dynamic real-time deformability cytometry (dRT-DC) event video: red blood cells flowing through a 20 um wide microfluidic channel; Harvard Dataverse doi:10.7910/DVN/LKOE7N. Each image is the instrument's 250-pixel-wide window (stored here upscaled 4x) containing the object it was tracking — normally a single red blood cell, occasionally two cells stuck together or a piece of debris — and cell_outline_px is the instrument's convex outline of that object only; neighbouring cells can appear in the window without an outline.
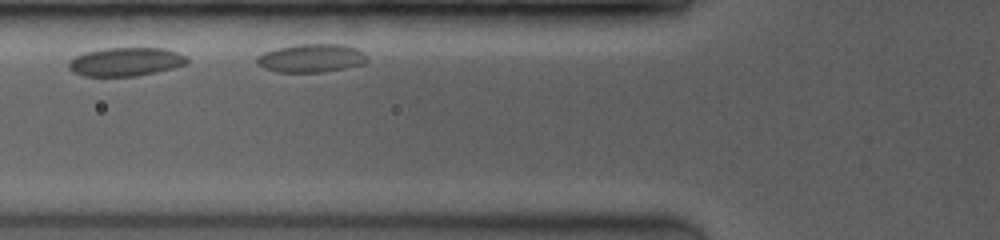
{"species": "common noctule bat (a hibernating species)", "species_latin": "Nyctalus noctula", "temperature_condition": "room temperature", "stored_images_in_passage": 8, "camera_frame_rate_fps": 3500, "um_per_image_px": 0.085, "animal": {"sex": "female", "body_mass_g": 19.0, "forearm_length_mm": 53.3}, "frame": {"image": 1, "passage_image": 3, "time_ms": 2.0, "image_size_px": [1000, 240], "cell_outline_px": [[188, 64], [156, 72], [136, 76], [84, 76], [72, 72], [68, 68], [68, 60], [84, 52], [104, 48], [164, 48], [188, 56]], "centroid_in_image_um": [10.67, 5.25], "position_along_channel_um": 115.1, "area_um2": 19.88}}
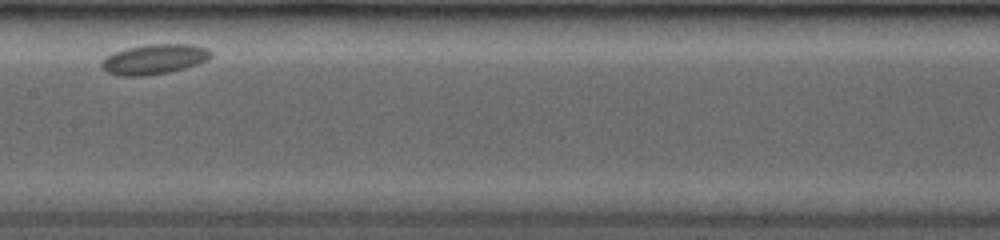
{"frame": {"image": 2, "passage_image": 6, "time_ms": 4.857, "image_size_px": [1000, 240], "cell_outline_px": [[212, 56], [208, 60], [184, 68], [168, 72], [144, 76], [120, 76], [108, 72], [100, 68], [100, 64], [112, 52], [128, 48], [148, 44], [192, 44], [208, 48], [212, 52]], "centroid_in_image_um": [13.12, 5.03], "position_along_channel_um": 194.3, "area_um2": 19.13}}